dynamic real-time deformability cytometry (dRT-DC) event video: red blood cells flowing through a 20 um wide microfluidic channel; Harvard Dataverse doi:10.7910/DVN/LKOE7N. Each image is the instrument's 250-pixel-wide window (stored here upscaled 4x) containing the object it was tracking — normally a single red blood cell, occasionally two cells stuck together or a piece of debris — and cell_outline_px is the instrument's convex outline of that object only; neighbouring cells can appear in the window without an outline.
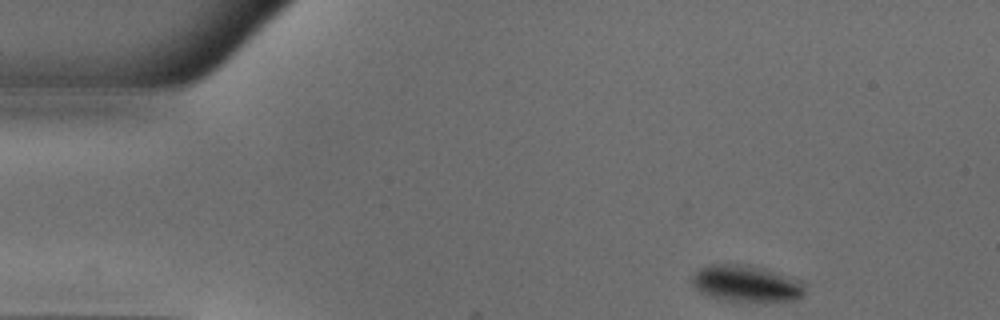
{"species": "common noctule bat (a hibernating species)", "species_latin": "Nyctalus noctula", "temperature_condition": "warm", "stored_images_in_passage": 45, "camera_frame_rate_fps": 3000, "um_per_image_px": 0.085, "animal": {"sex": "male", "body_mass_g": 18.8}, "frame": {"image": 1, "passage_image": 1, "time_ms": 0.0, "image_size_px": [1000, 320], "cell_outline_px": [[804, 296], [796, 300], [748, 304], [720, 300], [708, 296], [700, 292], [692, 284], [692, 276], [700, 268], [708, 264], [752, 264], [804, 280]], "centroid_in_image_um": [63.49, 24.14], "position_along_channel_um": 21.5, "area_um2": 25.32}}
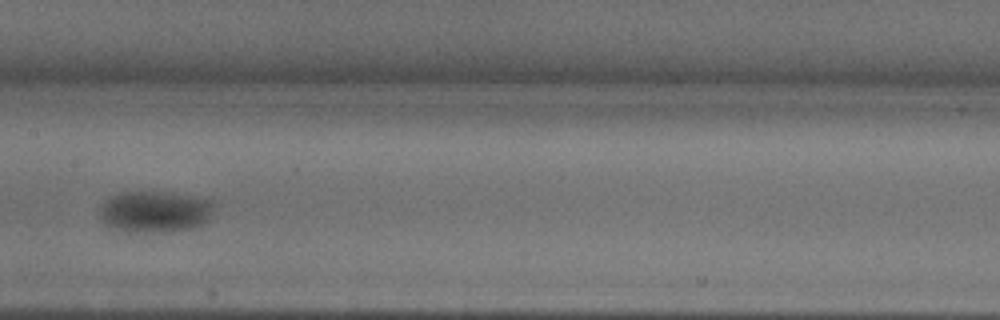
{"frame": {"image": 2, "passage_image": 20, "time_ms": 6.333, "image_size_px": [1000, 320], "cell_outline_px": [[212, 208], [204, 220], [200, 224], [188, 228], [172, 232], [120, 232], [104, 224], [100, 216], [100, 208], [112, 196], [120, 192], [172, 192], [196, 196], [208, 200], [212, 204]], "centroid_in_image_um": [13.09, 18.0], "position_along_channel_um": 194.3, "area_um2": 27.34}}
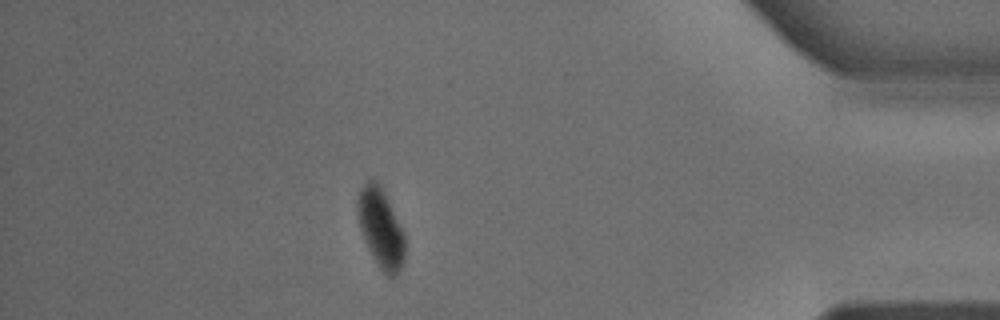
{"frame": {"image": 3, "passage_image": 39, "time_ms": 12.667, "image_size_px": [1000, 320], "cell_outline_px": [[404, 260], [400, 272], [396, 276], [388, 276], [380, 268], [368, 248], [364, 240], [360, 228], [356, 204], [360, 192], [364, 184], [368, 180], [376, 180], [380, 184], [404, 232]], "centroid_in_image_um": [32.37, 19.41], "position_along_channel_um": 402.8, "area_um2": 21.56}, "authors_computed_cell_mechanics": {"area_um2": 26.9348, "velocity_mm_per_s": 3.9695, "shape_relaxation_time_tau1_ms": 4.3042, "shape_relaxation_time_tau2_ms": 2.712, "deformation_change_tau1": 0.1055, "deformation_change_tau2": 0.0228}}